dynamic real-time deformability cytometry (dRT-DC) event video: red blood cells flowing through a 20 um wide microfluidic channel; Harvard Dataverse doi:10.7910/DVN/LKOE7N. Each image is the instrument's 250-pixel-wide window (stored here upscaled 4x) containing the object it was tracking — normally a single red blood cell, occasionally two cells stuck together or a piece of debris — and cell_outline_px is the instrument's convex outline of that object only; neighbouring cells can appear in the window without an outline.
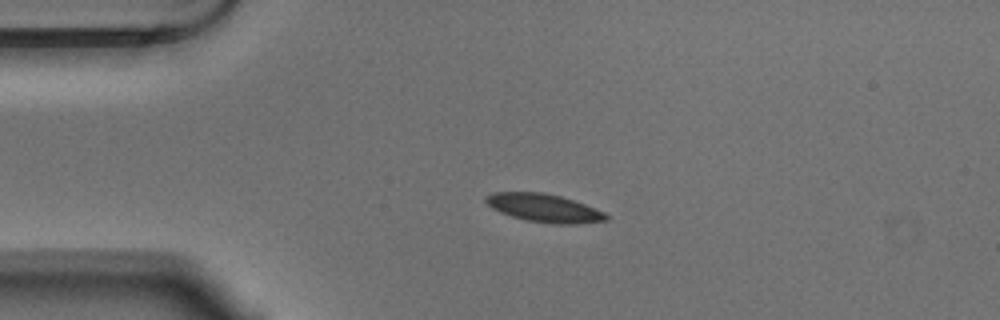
{"species": "Egyptian fruit bat (a non-hibernating species)", "species_latin": "Rousettus aegyptiacus", "temperature_condition": "warm", "stored_images_in_passage": 44, "camera_frame_rate_fps": 3000, "um_per_image_px": 0.085, "animal": {"sex": "male"}, "frame": {"image": 1, "passage_image": 1, "time_ms": 0.0, "image_size_px": [1000, 320], "cell_outline_px": [[608, 220], [580, 224], [552, 224], [528, 220], [512, 216], [500, 212], [492, 208], [484, 200], [492, 192], [544, 192], [560, 196], [584, 204], [604, 212], [608, 216]], "centroid_in_image_um": [46.26, 17.68], "position_along_channel_um": 38.7, "area_um2": 19.59}}
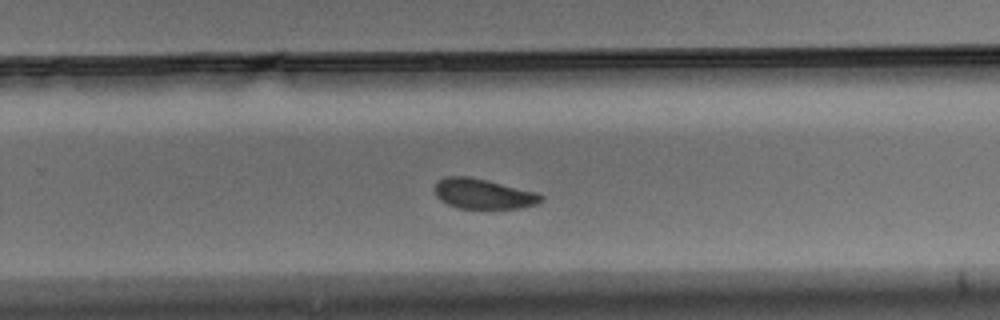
{"frame": {"image": 2, "passage_image": 24, "time_ms": 7.667, "image_size_px": [1000, 320], "cell_outline_px": [[544, 200], [536, 204], [520, 208], [460, 208], [448, 204], [440, 200], [436, 196], [436, 180], [444, 176], [468, 176], [536, 192], [544, 196]], "centroid_in_image_um": [41.07, 16.47], "position_along_channel_um": 288.7, "area_um2": 18.5}}
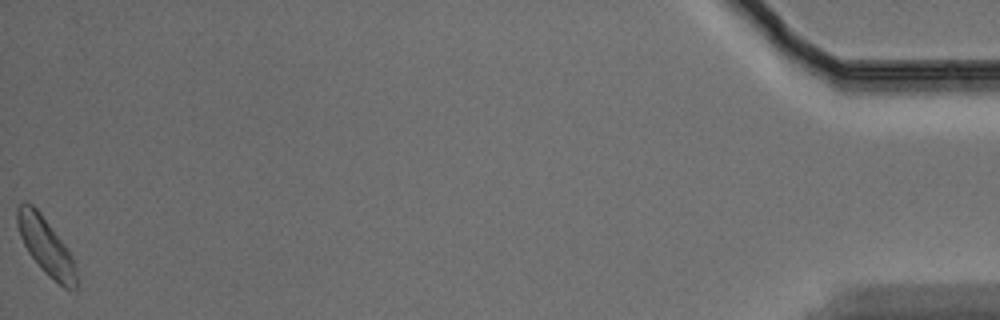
{"frame": {"image": 3, "passage_image": 44, "time_ms": 14.333, "image_size_px": [1000, 320], "cell_outline_px": [[76, 288], [64, 288], [48, 276], [40, 268], [28, 252], [20, 236], [16, 224], [16, 208], [24, 200], [32, 204], [40, 212], [64, 244], [72, 256], [76, 268]], "centroid_in_image_um": [3.86, 20.9], "position_along_channel_um": 431.3, "area_um2": 19.54}, "authors_computed_cell_mechanics": {"area_um2": 19.5075, "velocity_mm_per_s": 3.6314, "shape_relaxation_time_tau1_ms": 2.5363, "shape_relaxation_time_tau2_ms": 5.8261, "deformation_change_tau1": 0.0756, "deformation_change_tau2": 0.084}}